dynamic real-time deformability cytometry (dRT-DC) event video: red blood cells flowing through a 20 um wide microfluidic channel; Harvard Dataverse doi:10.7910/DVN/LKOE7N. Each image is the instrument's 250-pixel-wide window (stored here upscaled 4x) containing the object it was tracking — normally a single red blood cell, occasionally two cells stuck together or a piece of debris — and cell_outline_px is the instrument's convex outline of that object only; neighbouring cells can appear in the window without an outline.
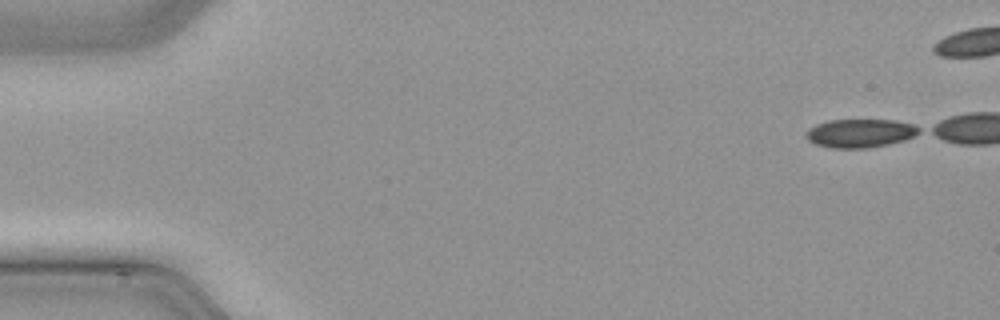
{"species": "common noctule bat (a hibernating species)", "species_latin": "Nyctalus noctula", "temperature_condition": "cold", "stored_images_in_passage": 38, "camera_frame_rate_fps": 3000, "um_per_image_px": 0.085, "animal": {"sex": "male", "body_mass_g": 21.5, "forearm_length_mm": 52.0}, "frame": {"image": 1, "passage_image": 1, "time_ms": 0.0, "image_size_px": [1000, 320], "cell_outline_px": [[920, 132], [904, 140], [888, 144], [864, 148], [832, 148], [816, 144], [808, 140], [804, 136], [808, 128], [816, 124], [828, 120], [896, 120], [912, 124], [920, 128]], "centroid_in_image_um": [73.08, 11.31], "position_along_channel_um": 11.9, "area_um2": 18.73}}
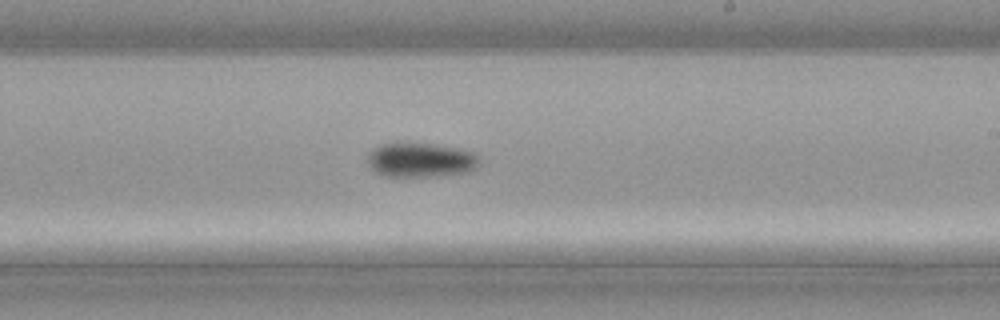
{"frame": {"image": 2, "passage_image": 27, "time_ms": 8.667, "image_size_px": [1000, 320], "cell_outline_px": [[480, 160], [476, 168], [468, 172], [428, 176], [388, 176], [376, 172], [368, 164], [368, 156], [372, 148], [380, 144], [392, 140], [432, 144], [456, 148], [476, 152]], "centroid_in_image_um": [35.72, 13.55], "position_along_channel_um": 253.3, "area_um2": 22.83}}
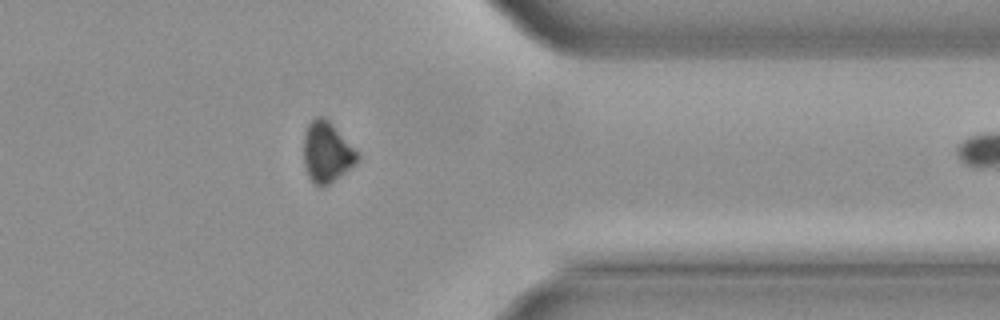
{"frame": {"image": 3, "passage_image": 37, "time_ms": 12.0, "image_size_px": [1000, 320], "cell_outline_px": [[360, 160], [356, 164], [328, 184], [320, 188], [312, 184], [304, 168], [304, 132], [308, 124], [316, 116], [324, 116], [360, 152]], "centroid_in_image_um": [27.79, 12.95], "position_along_channel_um": 383.6, "area_um2": 19.36}}